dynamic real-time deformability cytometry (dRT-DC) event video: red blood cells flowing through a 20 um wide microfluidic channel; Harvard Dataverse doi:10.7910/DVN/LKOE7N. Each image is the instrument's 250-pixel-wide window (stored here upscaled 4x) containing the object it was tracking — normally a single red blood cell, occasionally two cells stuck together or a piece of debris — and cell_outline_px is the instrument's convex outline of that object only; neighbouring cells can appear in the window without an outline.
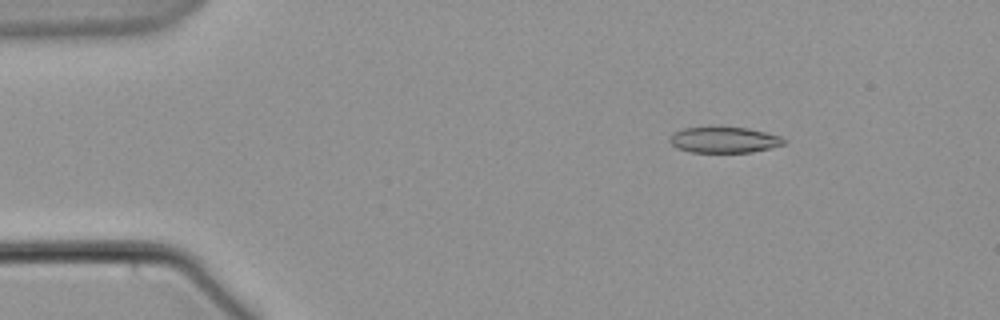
{"species": "common noctule bat (a hibernating species)", "species_latin": "Nyctalus noctula", "temperature_condition": "warm", "stored_images_in_passage": 8, "camera_frame_rate_fps": 3000, "um_per_image_px": 0.085, "animal": {"sex": "male", "body_mass_g": 21.5, "forearm_length_mm": 52.0}, "frame": {"image": 1, "passage_image": 2, "time_ms": 1.333, "image_size_px": [1000, 320], "cell_outline_px": [[788, 140], [784, 144], [752, 152], [692, 152], [676, 148], [668, 140], [676, 132], [684, 128], [716, 124], [748, 128], [780, 136]], "centroid_in_image_um": [61.54, 11.84], "position_along_channel_um": 23.5, "area_um2": 17.74}}
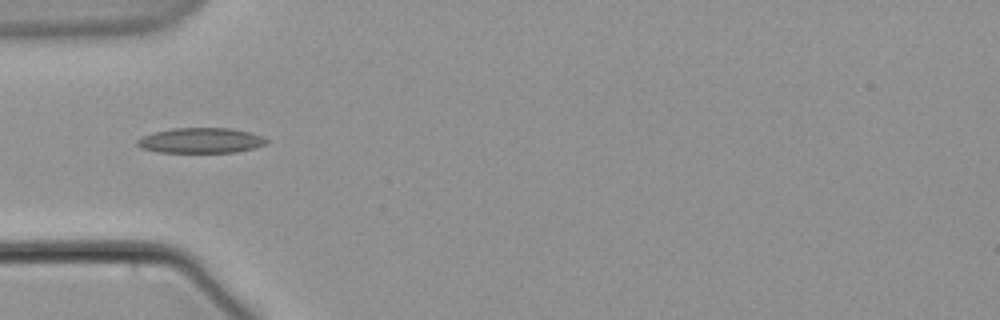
{"frame": {"image": 2, "passage_image": 5, "time_ms": 5.0, "image_size_px": [1000, 320], "cell_outline_px": [[268, 140], [264, 144], [252, 148], [236, 152], [160, 152], [140, 148], [136, 144], [136, 140], [152, 132], [172, 128], [232, 128], [248, 132], [260, 136]], "centroid_in_image_um": [17.0, 11.93], "position_along_channel_um": 68.0, "area_um2": 18.84}}
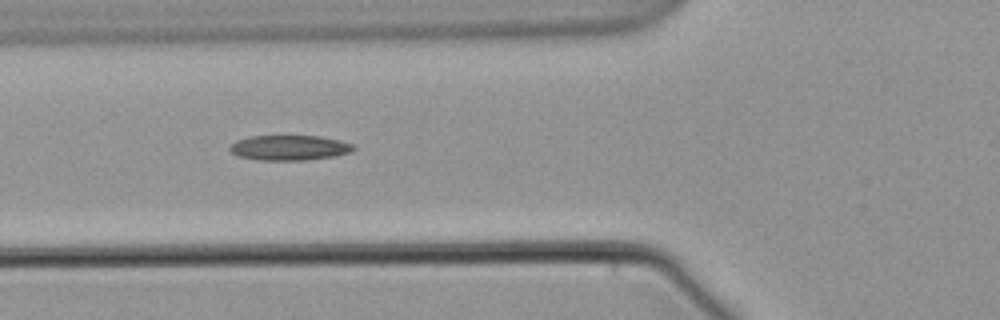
{"frame": {"image": 3, "passage_image": 6, "time_ms": 6.0, "image_size_px": [1000, 320], "cell_outline_px": [[356, 148], [348, 152], [336, 156], [304, 160], [256, 160], [236, 156], [228, 148], [236, 140], [248, 136], [320, 136], [340, 140], [352, 144]], "centroid_in_image_um": [24.56, 12.56], "position_along_channel_um": 101.2, "area_um2": 18.15}}